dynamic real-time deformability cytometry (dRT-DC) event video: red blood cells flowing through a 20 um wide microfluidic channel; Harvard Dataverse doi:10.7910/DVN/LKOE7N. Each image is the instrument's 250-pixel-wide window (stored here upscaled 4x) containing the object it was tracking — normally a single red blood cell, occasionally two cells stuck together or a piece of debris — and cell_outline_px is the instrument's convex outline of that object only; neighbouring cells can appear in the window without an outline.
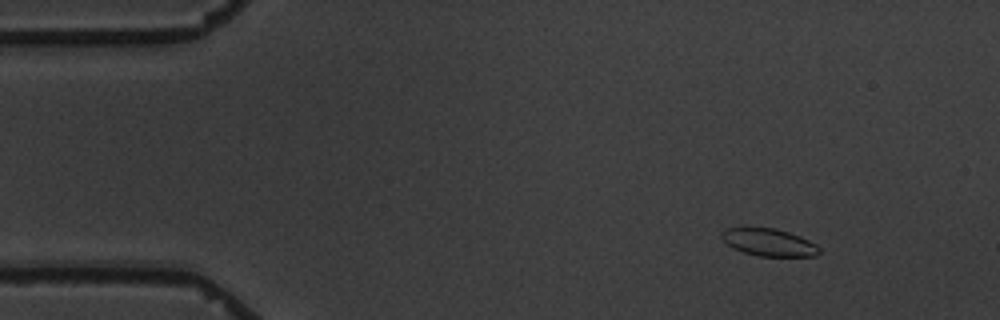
{"species": "common noctule bat (a hibernating species)", "species_latin": "Nyctalus noctula", "temperature_condition": "warm", "stored_images_in_passage": 6, "camera_frame_rate_fps": 3000, "um_per_image_px": 0.085, "animal": {"sex": "male", "body_mass_g": 19.5, "forearm_length_mm": 54.6}, "frame": {"image": 1, "passage_image": 2, "time_ms": 1.333, "image_size_px": [1000, 320], "cell_outline_px": [[820, 252], [816, 256], [760, 256], [744, 252], [732, 248], [720, 236], [720, 232], [724, 228], [776, 228], [800, 236], [816, 244], [820, 248]], "centroid_in_image_um": [65.35, 20.6], "position_along_channel_um": 19.6, "area_um2": 15.55}}
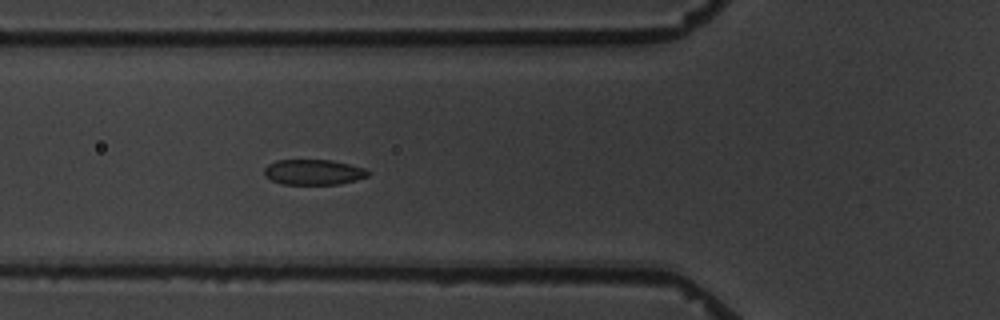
{"frame": {"image": 2, "passage_image": 6, "time_ms": 6.0, "image_size_px": [1000, 320], "cell_outline_px": [[372, 172], [368, 176], [356, 180], [340, 184], [284, 184], [272, 180], [264, 176], [264, 168], [268, 164], [276, 160], [332, 160], [364, 168]], "centroid_in_image_um": [26.65, 14.63], "position_along_channel_um": 99.1, "area_um2": 15.37}}